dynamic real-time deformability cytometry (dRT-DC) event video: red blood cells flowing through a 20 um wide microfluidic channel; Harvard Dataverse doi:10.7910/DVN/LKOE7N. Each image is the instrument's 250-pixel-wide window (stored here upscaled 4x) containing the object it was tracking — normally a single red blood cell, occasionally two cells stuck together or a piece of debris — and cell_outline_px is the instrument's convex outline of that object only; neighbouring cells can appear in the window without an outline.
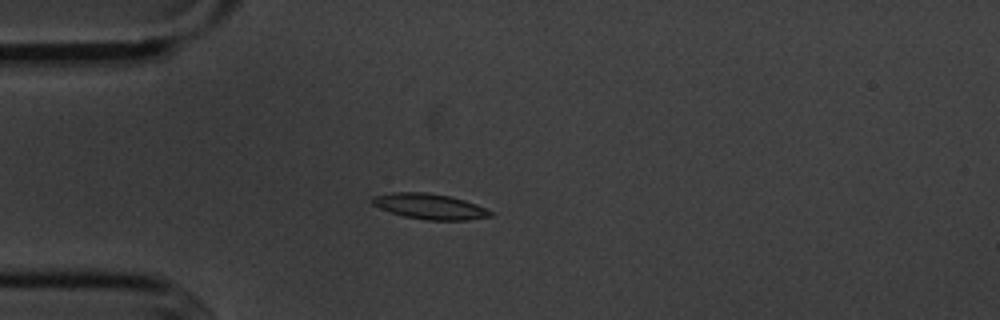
{"species": "common noctule bat (a hibernating species)", "species_latin": "Nyctalus noctula", "temperature_condition": "cold", "stored_images_in_passage": 8, "camera_frame_rate_fps": 3000, "um_per_image_px": 0.085, "animal": {"sex": "male", "body_mass_g": 20.1, "forearm_length_mm": 53.5}, "frame": {"image": 1, "passage_image": 5, "time_ms": 4.667, "image_size_px": [1000, 320], "cell_outline_px": [[496, 212], [492, 216], [468, 220], [428, 220], [404, 216], [380, 208], [372, 204], [368, 200], [372, 196], [392, 192], [424, 192], [448, 196], [464, 200], [476, 204]], "centroid_in_image_um": [36.53, 17.54], "position_along_channel_um": 48.5, "area_um2": 17.63}}
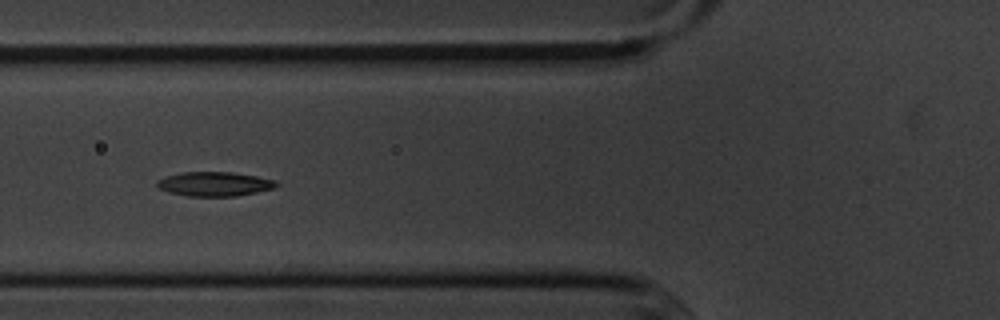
{"frame": {"image": 2, "passage_image": 7, "time_ms": 6.667, "image_size_px": [1000, 320], "cell_outline_px": [[280, 184], [276, 188], [236, 196], [188, 196], [168, 192], [160, 188], [156, 184], [156, 180], [168, 176], [184, 172], [232, 172], [256, 176], [276, 180]], "centroid_in_image_um": [18.27, 15.64], "position_along_channel_um": 107.5, "area_um2": 16.88}}
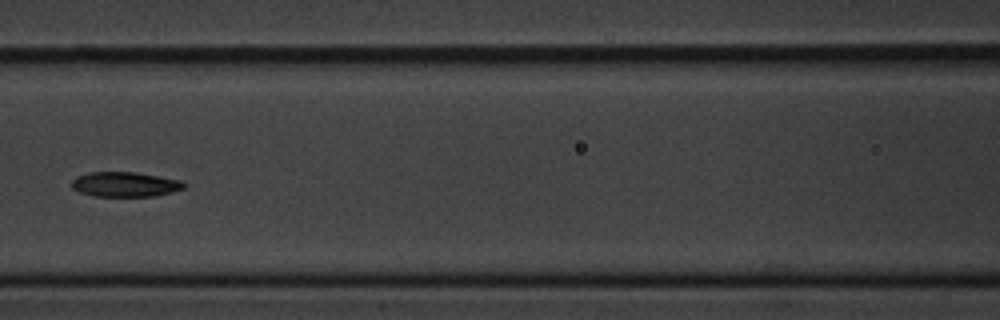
{"frame": {"image": 3, "passage_image": 8, "time_ms": 8.0, "image_size_px": [1000, 320], "cell_outline_px": [[184, 188], [172, 192], [152, 196], [92, 196], [80, 192], [72, 188], [72, 180], [76, 176], [88, 172], [136, 172], [180, 180], [184, 184]], "centroid_in_image_um": [10.58, 15.66], "position_along_channel_um": 156.0, "area_um2": 16.18}}